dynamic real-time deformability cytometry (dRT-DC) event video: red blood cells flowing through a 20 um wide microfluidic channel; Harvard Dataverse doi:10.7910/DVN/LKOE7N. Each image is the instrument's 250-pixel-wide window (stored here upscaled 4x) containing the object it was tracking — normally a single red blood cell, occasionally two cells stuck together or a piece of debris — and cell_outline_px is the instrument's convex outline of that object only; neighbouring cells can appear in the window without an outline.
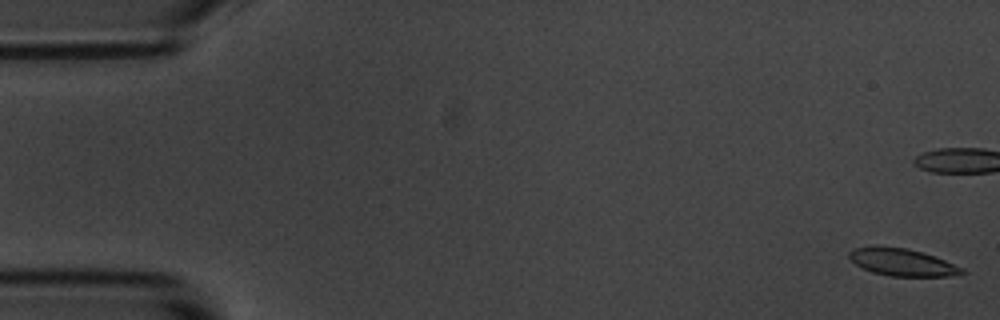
{"species": "common noctule bat (a hibernating species)", "species_latin": "Nyctalus noctula", "temperature_condition": "room temperature", "stored_images_in_passage": 6, "camera_frame_rate_fps": 3000, "um_per_image_px": 0.085, "animal": {"sex": "male", "body_mass_g": 20.1, "forearm_length_mm": 53.5}, "frame": {"image": 1, "passage_image": 1, "time_ms": 0.0, "image_size_px": [1000, 320], "cell_outline_px": [[968, 272], [948, 276], [892, 276], [872, 272], [856, 264], [848, 256], [848, 252], [856, 248], [876, 244], [908, 248], [924, 252], [964, 268]], "centroid_in_image_um": [76.68, 22.26], "position_along_channel_um": 8.3, "area_um2": 18.15}}
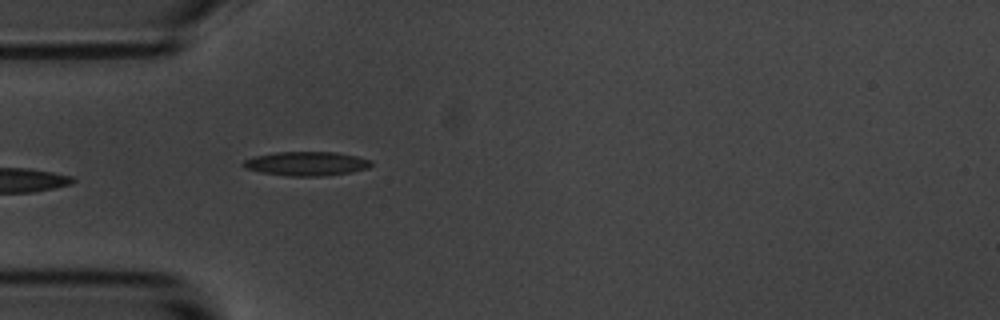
{"frame": {"image": 2, "passage_image": 6, "time_ms": 6.0, "image_size_px": [1000, 320], "cell_outline_px": [[372, 164], [368, 168], [352, 172], [324, 176], [288, 176], [260, 172], [244, 168], [240, 164], [244, 160], [256, 156], [276, 152], [336, 152], [356, 156], [372, 160]], "centroid_in_image_um": [26.04, 13.91], "position_along_channel_um": 59.0, "area_um2": 18.03}}